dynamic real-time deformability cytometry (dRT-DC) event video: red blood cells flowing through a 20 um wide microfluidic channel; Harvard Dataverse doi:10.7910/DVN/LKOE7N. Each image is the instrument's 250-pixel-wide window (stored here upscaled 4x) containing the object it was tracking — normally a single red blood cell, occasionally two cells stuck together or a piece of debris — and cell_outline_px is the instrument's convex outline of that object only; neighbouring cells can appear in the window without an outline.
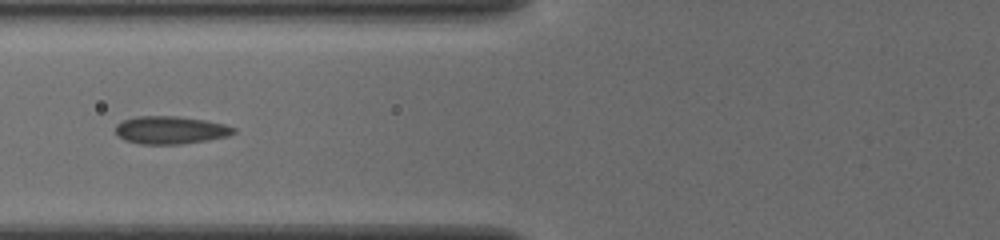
{"species": "common noctule bat (a hibernating species)", "species_latin": "Nyctalus noctula", "temperature_condition": "cold", "stored_images_in_passage": 39, "camera_frame_rate_fps": 3000, "um_per_image_px": 0.085, "animal": {"sex": "female", "body_mass_g": 19.5, "forearm_length_mm": 54.1}, "frame": {"image": 1, "passage_image": 8, "time_ms": 2.333, "image_size_px": [1000, 240], "cell_outline_px": [[236, 132], [228, 136], [208, 140], [180, 144], [140, 144], [124, 140], [116, 132], [116, 124], [124, 120], [136, 116], [176, 116], [204, 120], [224, 124], [236, 128]], "centroid_in_image_um": [14.5, 11.06], "position_along_channel_um": 111.3, "area_um2": 19.07}}
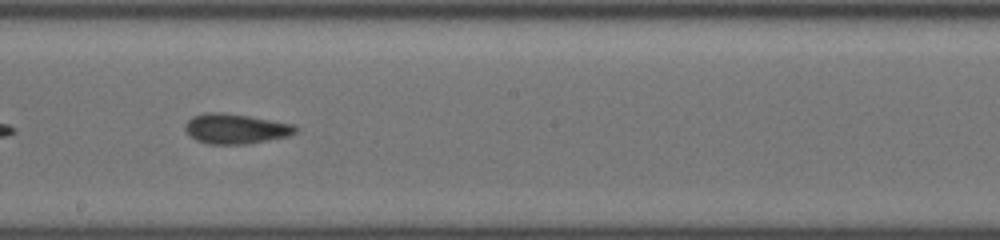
{"frame": {"image": 2, "passage_image": 17, "time_ms": 5.333, "image_size_px": [1000, 240], "cell_outline_px": [[296, 132], [288, 136], [244, 144], [208, 144], [196, 140], [188, 136], [184, 128], [184, 124], [192, 116], [204, 112], [224, 112], [296, 124]], "centroid_in_image_um": [19.97, 10.93], "position_along_channel_um": 228.2, "area_um2": 19.42}}
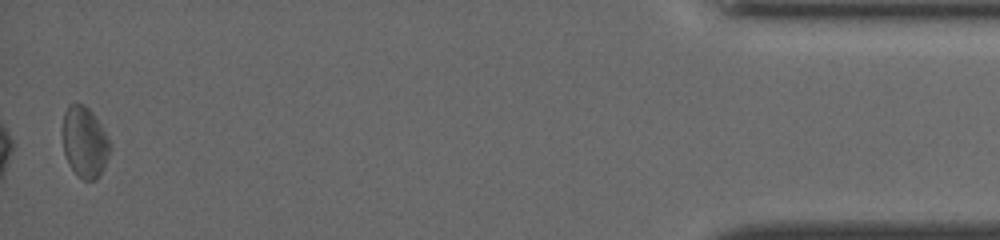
{"frame": {"image": 3, "passage_image": 38, "time_ms": 12.333, "image_size_px": [1000, 240], "cell_outline_px": [[112, 148], [104, 168], [100, 176], [96, 180], [84, 180], [76, 176], [68, 164], [64, 152], [60, 132], [64, 112], [68, 104], [84, 104], [92, 112], [108, 136], [112, 144]], "centroid_in_image_um": [7.18, 12.09], "position_along_channel_um": 428.0, "area_um2": 20.35}, "authors_computed_cell_mechanics": {"area_um2": 18.9584, "velocity_mm_per_s": 3.8998, "shape_relaxation_time_tau1_ms": null, "shape_relaxation_time_tau2_ms": 2.5883, "deformation_change_tau1": null, "deformation_change_tau2": 0.0875}}